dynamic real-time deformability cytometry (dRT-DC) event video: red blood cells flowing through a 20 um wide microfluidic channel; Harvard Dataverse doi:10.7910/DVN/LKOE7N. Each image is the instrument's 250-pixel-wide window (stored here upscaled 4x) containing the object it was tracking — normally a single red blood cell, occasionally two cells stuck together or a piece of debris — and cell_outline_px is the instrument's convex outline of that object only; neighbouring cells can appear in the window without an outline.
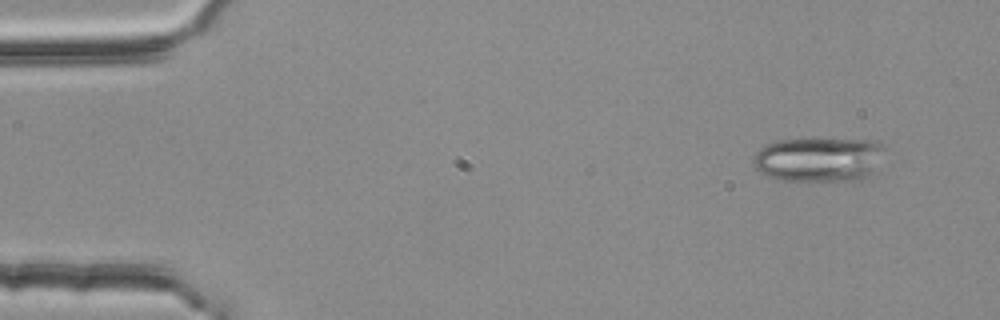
{"species": "common noctule bat (a hibernating species)", "species_latin": "Nyctalus noctula", "temperature_condition": "room temperature", "stored_images_in_passage": 3, "camera_frame_rate_fps": 3000, "um_per_image_px": 0.085, "animal": {"sex": "female", "body_mass_g": 25.1}, "frame": {"image": 1, "passage_image": 1, "time_ms": 0.0, "image_size_px": [1000, 320], "cell_outline_px": [[884, 148], [876, 176], [860, 180], [784, 180], [768, 176], [760, 172], [752, 164], [752, 156], [760, 148], [768, 144], [780, 140], [876, 140], [884, 144]], "centroid_in_image_um": [69.67, 13.57], "position_along_channel_um": 15.3, "area_um2": 34.28}}